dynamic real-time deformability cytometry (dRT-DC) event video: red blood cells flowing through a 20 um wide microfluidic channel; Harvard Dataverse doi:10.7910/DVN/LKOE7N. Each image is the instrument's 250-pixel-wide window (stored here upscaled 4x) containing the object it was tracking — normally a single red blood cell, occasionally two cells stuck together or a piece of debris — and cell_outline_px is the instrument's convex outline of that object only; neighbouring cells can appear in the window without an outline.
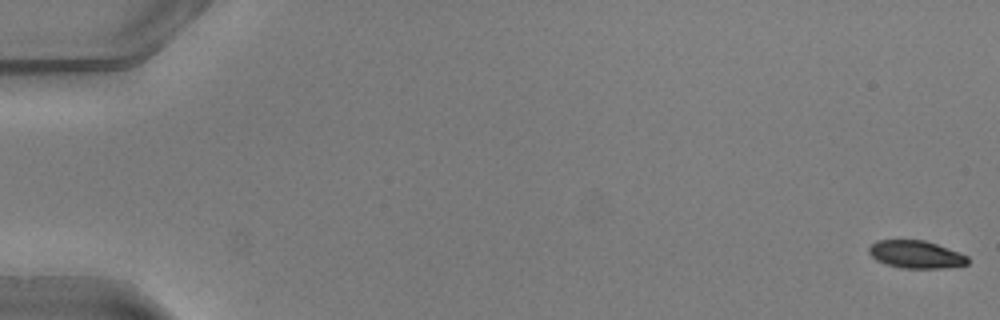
{"species": "common noctule bat (a hibernating species)", "species_latin": "Nyctalus noctula", "temperature_condition": "warm", "stored_images_in_passage": 51, "camera_frame_rate_fps": 3000, "um_per_image_px": 0.085, "animal": {"sex": "male", "body_mass_g": 20.5, "forearm_length_mm": 52.5}, "frame": {"image": 1, "passage_image": 1, "time_ms": 0.0, "image_size_px": [1000, 320], "cell_outline_px": [[968, 264], [944, 268], [900, 268], [884, 264], [876, 260], [868, 252], [868, 248], [876, 240], [924, 240], [960, 252], [968, 256]], "centroid_in_image_um": [77.84, 21.63], "position_along_channel_um": 7.2, "area_um2": 16.01}}
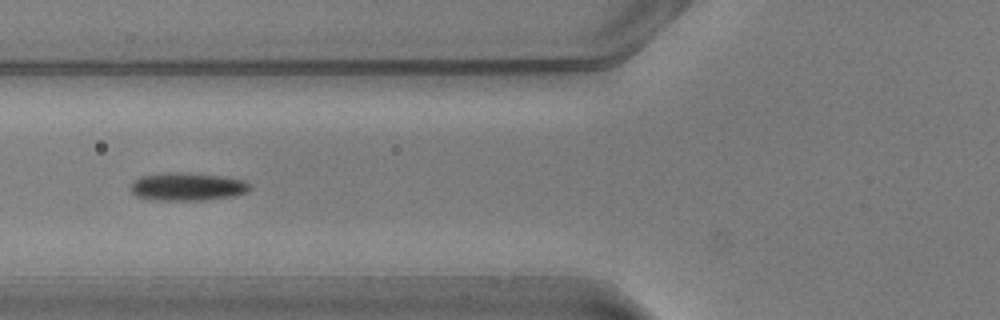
{"frame": {"image": 2, "passage_image": 21, "time_ms": 6.667, "image_size_px": [1000, 320], "cell_outline_px": [[252, 188], [248, 192], [236, 196], [204, 200], [156, 200], [136, 196], [128, 188], [128, 184], [132, 180], [140, 176], [168, 172], [180, 172], [220, 176], [244, 180], [252, 184]], "centroid_in_image_um": [15.91, 15.87], "position_along_channel_um": 109.9, "area_um2": 19.83}}
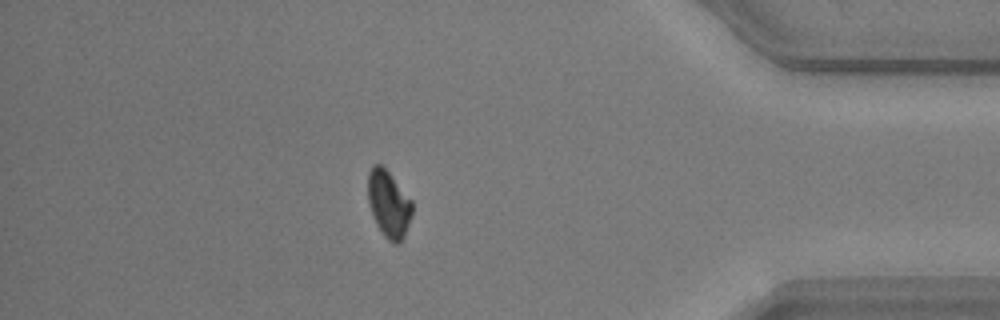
{"frame": {"image": 3, "passage_image": 45, "time_ms": 14.667, "image_size_px": [1000, 320], "cell_outline_px": [[412, 212], [404, 236], [396, 244], [392, 244], [384, 236], [376, 224], [372, 216], [368, 204], [368, 172], [372, 164], [380, 164], [388, 172], [412, 200]], "centroid_in_image_um": [33.01, 17.34], "position_along_channel_um": 402.2, "area_um2": 17.17}, "authors_computed_cell_mechanics": {"area_um2": 17.8024, "velocity_mm_per_s": 4.0685, "shape_relaxation_time_tau1_ms": 3.5027, "shape_relaxation_time_tau2_ms": null, "deformation_change_tau1": 0.0919, "deformation_change_tau2": null}}